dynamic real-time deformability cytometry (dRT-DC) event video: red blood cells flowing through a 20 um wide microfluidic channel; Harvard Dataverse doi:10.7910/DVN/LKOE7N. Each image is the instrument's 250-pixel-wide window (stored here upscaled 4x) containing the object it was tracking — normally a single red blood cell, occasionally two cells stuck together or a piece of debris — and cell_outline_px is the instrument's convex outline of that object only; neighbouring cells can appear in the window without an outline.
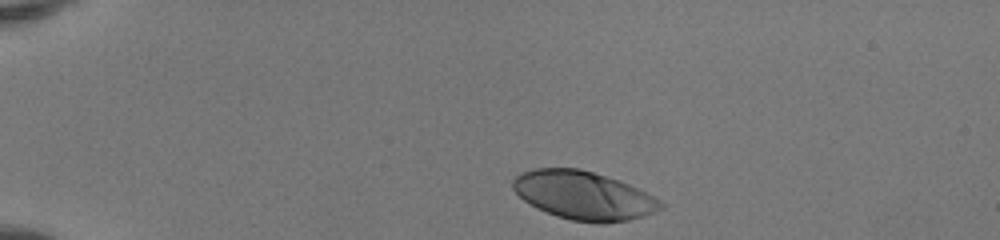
{"species": "human", "species_latin": "Homo sapiens", "temperature_condition": "room temperature", "stored_images_in_passage": 35, "camera_frame_rate_fps": 3000, "um_per_image_px": 0.085, "donor": {"sex": "female"}, "frame": {"image": 1, "passage_image": 1, "time_ms": 0.0, "image_size_px": [1000, 240], "cell_outline_px": [[664, 208], [656, 212], [644, 216], [628, 220], [604, 224], [600, 224], [572, 220], [556, 216], [536, 208], [524, 200], [512, 188], [512, 180], [516, 176], [524, 172], [536, 168], [580, 168], [620, 180], [660, 200], [664, 204]], "centroid_in_image_um": [49.62, 16.62], "position_along_channel_um": 35.4, "area_um2": 41.73}}
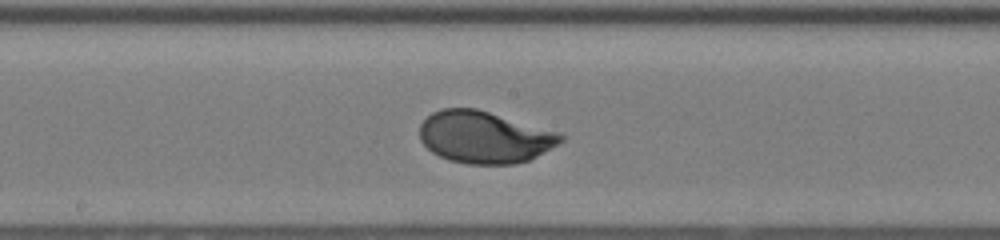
{"frame": {"image": 2, "passage_image": 19, "time_ms": 6.0, "image_size_px": [1000, 240], "cell_outline_px": [[564, 140], [536, 156], [528, 160], [516, 164], [468, 164], [448, 160], [432, 152], [420, 140], [420, 124], [432, 112], [440, 108], [476, 108], [560, 132], [564, 136]], "centroid_in_image_um": [41.16, 11.65], "position_along_channel_um": 207.0, "area_um2": 42.71}}
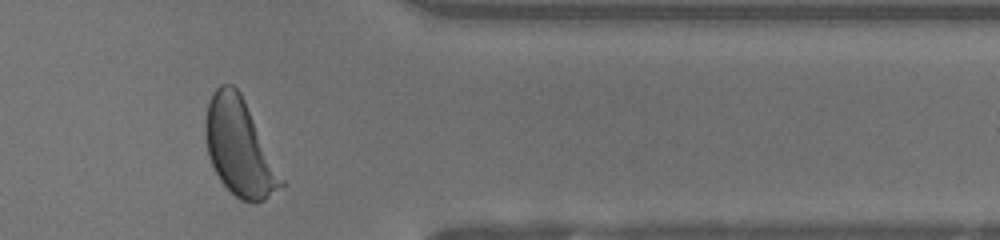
{"frame": {"image": 3, "passage_image": 33, "time_ms": 10.667, "image_size_px": [1000, 240], "cell_outline_px": [[284, 184], [264, 200], [252, 204], [240, 200], [220, 180], [208, 156], [204, 136], [204, 120], [208, 104], [216, 88], [220, 84], [232, 84], [240, 92], [284, 180]], "centroid_in_image_um": [20.32, 12.55], "position_along_channel_um": 391.1, "area_um2": 42.14}, "authors_computed_cell_mechanics": {"area_um2": 42.5408, "velocity_mm_per_s": 4.1129, "shape_relaxation_time_tau1_ms": 1.901, "shape_relaxation_time_tau2_ms": null, "deformation_change_tau1": 0.1695, "deformation_change_tau2": null}}